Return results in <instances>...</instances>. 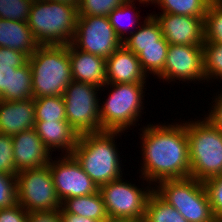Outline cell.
<instances>
[{
  "label": "cell",
  "instance_id": "obj_42",
  "mask_svg": "<svg viewBox=\"0 0 222 222\" xmlns=\"http://www.w3.org/2000/svg\"><path fill=\"white\" fill-rule=\"evenodd\" d=\"M103 222H143V221L131 218H119V217L108 216Z\"/></svg>",
  "mask_w": 222,
  "mask_h": 222
},
{
  "label": "cell",
  "instance_id": "obj_40",
  "mask_svg": "<svg viewBox=\"0 0 222 222\" xmlns=\"http://www.w3.org/2000/svg\"><path fill=\"white\" fill-rule=\"evenodd\" d=\"M15 70V67L0 66V97L5 91H10L11 72Z\"/></svg>",
  "mask_w": 222,
  "mask_h": 222
},
{
  "label": "cell",
  "instance_id": "obj_9",
  "mask_svg": "<svg viewBox=\"0 0 222 222\" xmlns=\"http://www.w3.org/2000/svg\"><path fill=\"white\" fill-rule=\"evenodd\" d=\"M16 182L18 204L28 213L61 208L49 165L18 172Z\"/></svg>",
  "mask_w": 222,
  "mask_h": 222
},
{
  "label": "cell",
  "instance_id": "obj_36",
  "mask_svg": "<svg viewBox=\"0 0 222 222\" xmlns=\"http://www.w3.org/2000/svg\"><path fill=\"white\" fill-rule=\"evenodd\" d=\"M28 62L25 53L7 47H0V66L20 68Z\"/></svg>",
  "mask_w": 222,
  "mask_h": 222
},
{
  "label": "cell",
  "instance_id": "obj_44",
  "mask_svg": "<svg viewBox=\"0 0 222 222\" xmlns=\"http://www.w3.org/2000/svg\"><path fill=\"white\" fill-rule=\"evenodd\" d=\"M220 79L222 80V77H221V78H219V82H221V80H220ZM219 93H220V94H219ZM219 93H218V96L222 97V91H221V92H219Z\"/></svg>",
  "mask_w": 222,
  "mask_h": 222
},
{
  "label": "cell",
  "instance_id": "obj_34",
  "mask_svg": "<svg viewBox=\"0 0 222 222\" xmlns=\"http://www.w3.org/2000/svg\"><path fill=\"white\" fill-rule=\"evenodd\" d=\"M212 212L215 218L222 222V175L208 178L204 181Z\"/></svg>",
  "mask_w": 222,
  "mask_h": 222
},
{
  "label": "cell",
  "instance_id": "obj_39",
  "mask_svg": "<svg viewBox=\"0 0 222 222\" xmlns=\"http://www.w3.org/2000/svg\"><path fill=\"white\" fill-rule=\"evenodd\" d=\"M27 222H61L60 209L43 212H30L28 213Z\"/></svg>",
  "mask_w": 222,
  "mask_h": 222
},
{
  "label": "cell",
  "instance_id": "obj_13",
  "mask_svg": "<svg viewBox=\"0 0 222 222\" xmlns=\"http://www.w3.org/2000/svg\"><path fill=\"white\" fill-rule=\"evenodd\" d=\"M158 78L168 83L176 80L188 83L204 80V83L203 46L169 44L164 71Z\"/></svg>",
  "mask_w": 222,
  "mask_h": 222
},
{
  "label": "cell",
  "instance_id": "obj_1",
  "mask_svg": "<svg viewBox=\"0 0 222 222\" xmlns=\"http://www.w3.org/2000/svg\"><path fill=\"white\" fill-rule=\"evenodd\" d=\"M140 179L156 185L166 179L190 177L189 144L185 123L148 124L142 127Z\"/></svg>",
  "mask_w": 222,
  "mask_h": 222
},
{
  "label": "cell",
  "instance_id": "obj_3",
  "mask_svg": "<svg viewBox=\"0 0 222 222\" xmlns=\"http://www.w3.org/2000/svg\"><path fill=\"white\" fill-rule=\"evenodd\" d=\"M77 19V5L37 0L27 23L40 45H68L74 38Z\"/></svg>",
  "mask_w": 222,
  "mask_h": 222
},
{
  "label": "cell",
  "instance_id": "obj_19",
  "mask_svg": "<svg viewBox=\"0 0 222 222\" xmlns=\"http://www.w3.org/2000/svg\"><path fill=\"white\" fill-rule=\"evenodd\" d=\"M35 130L51 153L61 149V155H72L79 134L67 121H35Z\"/></svg>",
  "mask_w": 222,
  "mask_h": 222
},
{
  "label": "cell",
  "instance_id": "obj_5",
  "mask_svg": "<svg viewBox=\"0 0 222 222\" xmlns=\"http://www.w3.org/2000/svg\"><path fill=\"white\" fill-rule=\"evenodd\" d=\"M190 177L199 181L222 175V131L205 117L186 121Z\"/></svg>",
  "mask_w": 222,
  "mask_h": 222
},
{
  "label": "cell",
  "instance_id": "obj_2",
  "mask_svg": "<svg viewBox=\"0 0 222 222\" xmlns=\"http://www.w3.org/2000/svg\"><path fill=\"white\" fill-rule=\"evenodd\" d=\"M123 132L101 131L79 135L72 155L85 173L100 187L122 177V164L115 136Z\"/></svg>",
  "mask_w": 222,
  "mask_h": 222
},
{
  "label": "cell",
  "instance_id": "obj_18",
  "mask_svg": "<svg viewBox=\"0 0 222 222\" xmlns=\"http://www.w3.org/2000/svg\"><path fill=\"white\" fill-rule=\"evenodd\" d=\"M72 78L102 88L106 84V59L68 44Z\"/></svg>",
  "mask_w": 222,
  "mask_h": 222
},
{
  "label": "cell",
  "instance_id": "obj_29",
  "mask_svg": "<svg viewBox=\"0 0 222 222\" xmlns=\"http://www.w3.org/2000/svg\"><path fill=\"white\" fill-rule=\"evenodd\" d=\"M134 2H135L134 0L133 1L126 0L121 6H119L118 8H115L112 12H110L109 16H108L111 26L114 28V31L116 32V34L118 35V37L121 39L122 42L126 39V36H124V35L128 34V36H129V32L128 33L126 32L129 29H127V25L125 28L124 25L126 23L124 24L123 18L127 17L129 19V21L131 20V24H133V25H131L132 29H134L135 26H138V25L140 26V24L143 23V22L138 23V20L140 19L139 18L140 15H138L139 13H137L138 10L135 11L137 8H136ZM130 9L131 10L133 9L134 14L131 15V17H128L131 12ZM127 14H129V15H127ZM132 16H134V17L132 18ZM134 19H136V20H134ZM125 21H127V20H125ZM135 23L136 24L138 23V24L136 25Z\"/></svg>",
  "mask_w": 222,
  "mask_h": 222
},
{
  "label": "cell",
  "instance_id": "obj_12",
  "mask_svg": "<svg viewBox=\"0 0 222 222\" xmlns=\"http://www.w3.org/2000/svg\"><path fill=\"white\" fill-rule=\"evenodd\" d=\"M62 157V158H61ZM49 161L55 190L61 202L67 198L91 195L99 192V187L85 173L73 155H61Z\"/></svg>",
  "mask_w": 222,
  "mask_h": 222
},
{
  "label": "cell",
  "instance_id": "obj_17",
  "mask_svg": "<svg viewBox=\"0 0 222 222\" xmlns=\"http://www.w3.org/2000/svg\"><path fill=\"white\" fill-rule=\"evenodd\" d=\"M35 128L34 98L18 101L0 100V133L14 136Z\"/></svg>",
  "mask_w": 222,
  "mask_h": 222
},
{
  "label": "cell",
  "instance_id": "obj_37",
  "mask_svg": "<svg viewBox=\"0 0 222 222\" xmlns=\"http://www.w3.org/2000/svg\"><path fill=\"white\" fill-rule=\"evenodd\" d=\"M28 212L19 204L0 209V222H27Z\"/></svg>",
  "mask_w": 222,
  "mask_h": 222
},
{
  "label": "cell",
  "instance_id": "obj_25",
  "mask_svg": "<svg viewBox=\"0 0 222 222\" xmlns=\"http://www.w3.org/2000/svg\"><path fill=\"white\" fill-rule=\"evenodd\" d=\"M212 0H157L162 12L205 18L208 5Z\"/></svg>",
  "mask_w": 222,
  "mask_h": 222
},
{
  "label": "cell",
  "instance_id": "obj_35",
  "mask_svg": "<svg viewBox=\"0 0 222 222\" xmlns=\"http://www.w3.org/2000/svg\"><path fill=\"white\" fill-rule=\"evenodd\" d=\"M0 172L16 176L18 174L13 156L12 136L0 133Z\"/></svg>",
  "mask_w": 222,
  "mask_h": 222
},
{
  "label": "cell",
  "instance_id": "obj_14",
  "mask_svg": "<svg viewBox=\"0 0 222 222\" xmlns=\"http://www.w3.org/2000/svg\"><path fill=\"white\" fill-rule=\"evenodd\" d=\"M151 15L159 22L163 37L169 44L203 46V18L167 13Z\"/></svg>",
  "mask_w": 222,
  "mask_h": 222
},
{
  "label": "cell",
  "instance_id": "obj_28",
  "mask_svg": "<svg viewBox=\"0 0 222 222\" xmlns=\"http://www.w3.org/2000/svg\"><path fill=\"white\" fill-rule=\"evenodd\" d=\"M204 42L222 44V1H211L204 18Z\"/></svg>",
  "mask_w": 222,
  "mask_h": 222
},
{
  "label": "cell",
  "instance_id": "obj_16",
  "mask_svg": "<svg viewBox=\"0 0 222 222\" xmlns=\"http://www.w3.org/2000/svg\"><path fill=\"white\" fill-rule=\"evenodd\" d=\"M147 76L138 55L124 45L106 59V83H146Z\"/></svg>",
  "mask_w": 222,
  "mask_h": 222
},
{
  "label": "cell",
  "instance_id": "obj_4",
  "mask_svg": "<svg viewBox=\"0 0 222 222\" xmlns=\"http://www.w3.org/2000/svg\"><path fill=\"white\" fill-rule=\"evenodd\" d=\"M33 98L62 96L73 80L68 45H40L28 57Z\"/></svg>",
  "mask_w": 222,
  "mask_h": 222
},
{
  "label": "cell",
  "instance_id": "obj_7",
  "mask_svg": "<svg viewBox=\"0 0 222 222\" xmlns=\"http://www.w3.org/2000/svg\"><path fill=\"white\" fill-rule=\"evenodd\" d=\"M154 191L188 222H219L212 212L203 181L192 177L166 179L158 182Z\"/></svg>",
  "mask_w": 222,
  "mask_h": 222
},
{
  "label": "cell",
  "instance_id": "obj_10",
  "mask_svg": "<svg viewBox=\"0 0 222 222\" xmlns=\"http://www.w3.org/2000/svg\"><path fill=\"white\" fill-rule=\"evenodd\" d=\"M122 179L120 177L99 187L107 215L144 221L147 202L154 192V186L143 189Z\"/></svg>",
  "mask_w": 222,
  "mask_h": 222
},
{
  "label": "cell",
  "instance_id": "obj_23",
  "mask_svg": "<svg viewBox=\"0 0 222 222\" xmlns=\"http://www.w3.org/2000/svg\"><path fill=\"white\" fill-rule=\"evenodd\" d=\"M33 98L32 71L29 63L11 72L10 91L0 97L4 101H18Z\"/></svg>",
  "mask_w": 222,
  "mask_h": 222
},
{
  "label": "cell",
  "instance_id": "obj_30",
  "mask_svg": "<svg viewBox=\"0 0 222 222\" xmlns=\"http://www.w3.org/2000/svg\"><path fill=\"white\" fill-rule=\"evenodd\" d=\"M203 60L206 82L222 77V44L204 42Z\"/></svg>",
  "mask_w": 222,
  "mask_h": 222
},
{
  "label": "cell",
  "instance_id": "obj_43",
  "mask_svg": "<svg viewBox=\"0 0 222 222\" xmlns=\"http://www.w3.org/2000/svg\"><path fill=\"white\" fill-rule=\"evenodd\" d=\"M133 1V0H132ZM134 1H136V0H134ZM138 2H139V4L141 3V4H145L146 3V5H150V3L151 4H155L156 3V1L157 0H137ZM149 3V4H148Z\"/></svg>",
  "mask_w": 222,
  "mask_h": 222
},
{
  "label": "cell",
  "instance_id": "obj_26",
  "mask_svg": "<svg viewBox=\"0 0 222 222\" xmlns=\"http://www.w3.org/2000/svg\"><path fill=\"white\" fill-rule=\"evenodd\" d=\"M169 45L139 46L138 59L146 74L159 77L165 66Z\"/></svg>",
  "mask_w": 222,
  "mask_h": 222
},
{
  "label": "cell",
  "instance_id": "obj_24",
  "mask_svg": "<svg viewBox=\"0 0 222 222\" xmlns=\"http://www.w3.org/2000/svg\"><path fill=\"white\" fill-rule=\"evenodd\" d=\"M143 222H188L172 205L163 200L155 191L147 202Z\"/></svg>",
  "mask_w": 222,
  "mask_h": 222
},
{
  "label": "cell",
  "instance_id": "obj_38",
  "mask_svg": "<svg viewBox=\"0 0 222 222\" xmlns=\"http://www.w3.org/2000/svg\"><path fill=\"white\" fill-rule=\"evenodd\" d=\"M215 100L212 102L211 109L208 110V114L205 115V118L209 120L217 129L222 131V97L215 94ZM213 107V108H212Z\"/></svg>",
  "mask_w": 222,
  "mask_h": 222
},
{
  "label": "cell",
  "instance_id": "obj_15",
  "mask_svg": "<svg viewBox=\"0 0 222 222\" xmlns=\"http://www.w3.org/2000/svg\"><path fill=\"white\" fill-rule=\"evenodd\" d=\"M13 156L17 172L35 169L49 164L50 151L41 141L35 128L12 136Z\"/></svg>",
  "mask_w": 222,
  "mask_h": 222
},
{
  "label": "cell",
  "instance_id": "obj_33",
  "mask_svg": "<svg viewBox=\"0 0 222 222\" xmlns=\"http://www.w3.org/2000/svg\"><path fill=\"white\" fill-rule=\"evenodd\" d=\"M18 204L16 176L0 172V209Z\"/></svg>",
  "mask_w": 222,
  "mask_h": 222
},
{
  "label": "cell",
  "instance_id": "obj_11",
  "mask_svg": "<svg viewBox=\"0 0 222 222\" xmlns=\"http://www.w3.org/2000/svg\"><path fill=\"white\" fill-rule=\"evenodd\" d=\"M71 44L76 49L107 59L123 42L107 16L78 15Z\"/></svg>",
  "mask_w": 222,
  "mask_h": 222
},
{
  "label": "cell",
  "instance_id": "obj_27",
  "mask_svg": "<svg viewBox=\"0 0 222 222\" xmlns=\"http://www.w3.org/2000/svg\"><path fill=\"white\" fill-rule=\"evenodd\" d=\"M35 121H67L63 96L34 98Z\"/></svg>",
  "mask_w": 222,
  "mask_h": 222
},
{
  "label": "cell",
  "instance_id": "obj_32",
  "mask_svg": "<svg viewBox=\"0 0 222 222\" xmlns=\"http://www.w3.org/2000/svg\"><path fill=\"white\" fill-rule=\"evenodd\" d=\"M126 0H79L78 15L109 16L115 8L121 6Z\"/></svg>",
  "mask_w": 222,
  "mask_h": 222
},
{
  "label": "cell",
  "instance_id": "obj_20",
  "mask_svg": "<svg viewBox=\"0 0 222 222\" xmlns=\"http://www.w3.org/2000/svg\"><path fill=\"white\" fill-rule=\"evenodd\" d=\"M39 46L27 22L0 18V47L14 49L30 57Z\"/></svg>",
  "mask_w": 222,
  "mask_h": 222
},
{
  "label": "cell",
  "instance_id": "obj_41",
  "mask_svg": "<svg viewBox=\"0 0 222 222\" xmlns=\"http://www.w3.org/2000/svg\"><path fill=\"white\" fill-rule=\"evenodd\" d=\"M61 222H99L95 219L79 216L72 213H60Z\"/></svg>",
  "mask_w": 222,
  "mask_h": 222
},
{
  "label": "cell",
  "instance_id": "obj_6",
  "mask_svg": "<svg viewBox=\"0 0 222 222\" xmlns=\"http://www.w3.org/2000/svg\"><path fill=\"white\" fill-rule=\"evenodd\" d=\"M146 83H106L108 98L99 106L102 131L123 132L142 116ZM144 96V97H143Z\"/></svg>",
  "mask_w": 222,
  "mask_h": 222
},
{
  "label": "cell",
  "instance_id": "obj_31",
  "mask_svg": "<svg viewBox=\"0 0 222 222\" xmlns=\"http://www.w3.org/2000/svg\"><path fill=\"white\" fill-rule=\"evenodd\" d=\"M33 0H0V18L27 22Z\"/></svg>",
  "mask_w": 222,
  "mask_h": 222
},
{
  "label": "cell",
  "instance_id": "obj_8",
  "mask_svg": "<svg viewBox=\"0 0 222 222\" xmlns=\"http://www.w3.org/2000/svg\"><path fill=\"white\" fill-rule=\"evenodd\" d=\"M103 88V89H102ZM72 80L63 93L67 122L79 134L101 132L98 91L104 87Z\"/></svg>",
  "mask_w": 222,
  "mask_h": 222
},
{
  "label": "cell",
  "instance_id": "obj_21",
  "mask_svg": "<svg viewBox=\"0 0 222 222\" xmlns=\"http://www.w3.org/2000/svg\"><path fill=\"white\" fill-rule=\"evenodd\" d=\"M135 29L130 30V36H126L123 41V45L135 55L139 54V46L169 45L163 37L159 22L151 14L145 17L141 27Z\"/></svg>",
  "mask_w": 222,
  "mask_h": 222
},
{
  "label": "cell",
  "instance_id": "obj_22",
  "mask_svg": "<svg viewBox=\"0 0 222 222\" xmlns=\"http://www.w3.org/2000/svg\"><path fill=\"white\" fill-rule=\"evenodd\" d=\"M60 213H72L99 222H103L108 217L100 192L65 199Z\"/></svg>",
  "mask_w": 222,
  "mask_h": 222
}]
</instances>
